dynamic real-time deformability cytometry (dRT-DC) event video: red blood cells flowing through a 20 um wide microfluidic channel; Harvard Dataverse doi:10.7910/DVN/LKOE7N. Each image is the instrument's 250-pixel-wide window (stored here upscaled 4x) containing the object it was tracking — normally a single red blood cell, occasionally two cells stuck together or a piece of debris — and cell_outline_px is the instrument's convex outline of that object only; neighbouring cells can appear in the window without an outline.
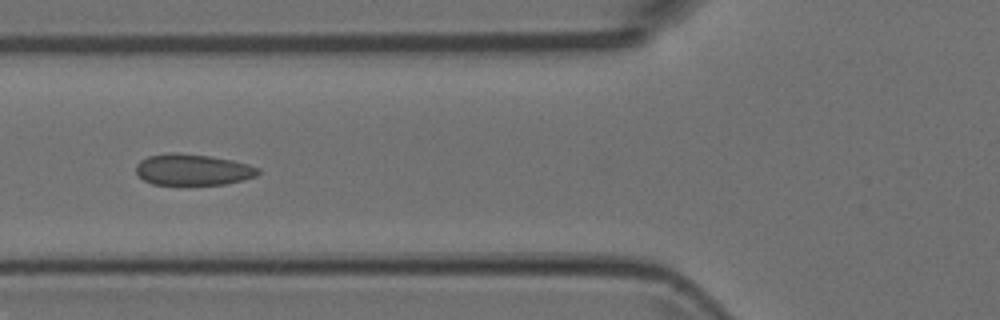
{"species": "Egyptian fruit bat (a non-hibernating species)", "species_latin": "Rousettus aegyptiacus", "temperature_condition": "room temperature", "stored_images_in_passage": 7, "camera_frame_rate_fps": 3000, "um_per_image_px": 0.085, "animal": {"sex": "female"}, "frame": {"image": 1, "passage_image": 5, "time_ms": 1.333, "image_size_px": [1000, 320], "cell_outline_px": [[260, 172], [256, 176], [224, 184], [152, 184], [144, 180], [136, 172], [136, 164], [140, 160], [148, 156], [172, 152], [212, 156], [232, 160], [248, 164], [260, 168]], "centroid_in_image_um": [16.38, 14.41], "position_along_channel_um": 109.4, "area_um2": 22.08}}
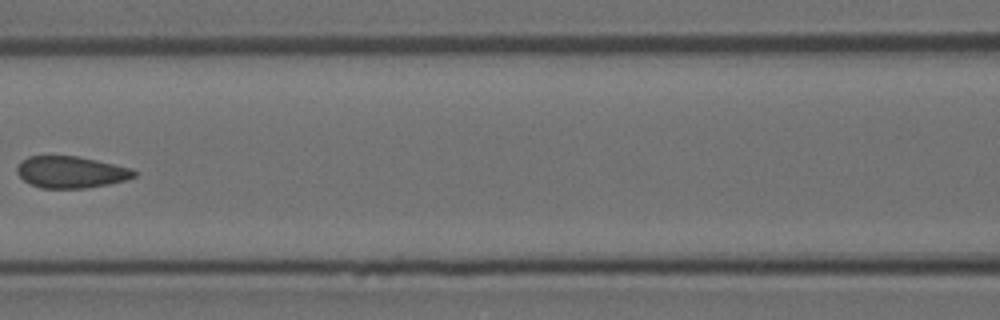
{"frame": {"image": 2, "passage_image": 6, "time_ms": 1.667, "image_size_px": [1000, 320], "cell_outline_px": [[140, 172], [136, 176], [124, 180], [108, 184], [84, 188], [40, 188], [24, 180], [16, 172], [16, 168], [20, 160], [28, 156], [76, 156], [96, 160], [132, 168]], "centroid_in_image_um": [6.03, 14.62], "position_along_channel_um": 160.6, "area_um2": 21.68}}
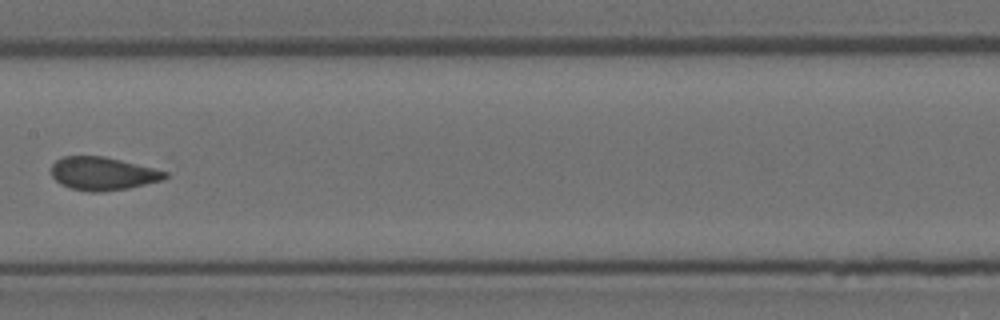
{"frame": {"image": 3, "passage_image": 7, "time_ms": 2.0, "image_size_px": [1000, 320], "cell_outline_px": [[168, 176], [164, 180], [128, 188], [100, 192], [92, 192], [72, 188], [60, 184], [52, 176], [52, 164], [56, 160], [64, 156], [104, 156], [168, 172]], "centroid_in_image_um": [8.74, 14.75], "position_along_channel_um": 198.7, "area_um2": 21.79}}